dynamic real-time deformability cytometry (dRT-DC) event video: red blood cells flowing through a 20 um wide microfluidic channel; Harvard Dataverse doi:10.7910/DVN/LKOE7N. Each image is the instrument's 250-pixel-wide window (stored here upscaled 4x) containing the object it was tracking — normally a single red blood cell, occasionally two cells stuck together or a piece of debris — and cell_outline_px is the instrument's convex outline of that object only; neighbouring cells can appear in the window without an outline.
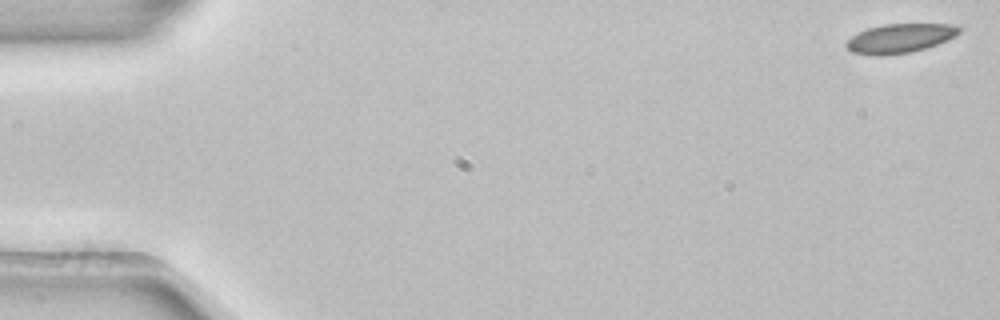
{"species": "common noctule bat (a hibernating species)", "species_latin": "Nyctalus noctula", "temperature_condition": "room temperature", "stored_images_in_passage": 5, "segment_of_instrument_passage": [1, 2], "camera_frame_rate_fps": 3000, "um_per_image_px": 0.085, "animal": {"sex": "female", "body_mass_g": 22.7, "forearm_length_mm": 54.2}, "frame": {"image": 1, "passage_image": 1, "time_ms": 0.0, "image_size_px": [1000, 320], "cell_outline_px": [[960, 32], [956, 36], [936, 44], [924, 48], [908, 52], [880, 56], [876, 56], [852, 52], [844, 44], [852, 36], [868, 28], [884, 24], [952, 24], [960, 28]], "centroid_in_image_um": [76.48, 3.25], "position_along_channel_um": 8.5, "area_um2": 18.9}}
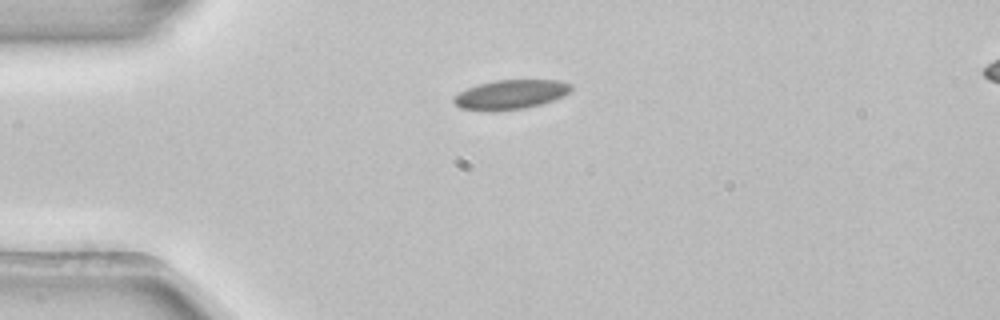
{"frame": {"image": 2, "passage_image": 4, "time_ms": 1.0, "image_size_px": [1000, 320], "cell_outline_px": [[572, 88], [568, 92], [552, 100], [540, 104], [524, 108], [492, 112], [460, 108], [452, 100], [452, 96], [476, 84], [496, 80], [560, 80], [572, 84]], "centroid_in_image_um": [43.35, 8.03], "position_along_channel_um": 41.7, "area_um2": 20.11}}